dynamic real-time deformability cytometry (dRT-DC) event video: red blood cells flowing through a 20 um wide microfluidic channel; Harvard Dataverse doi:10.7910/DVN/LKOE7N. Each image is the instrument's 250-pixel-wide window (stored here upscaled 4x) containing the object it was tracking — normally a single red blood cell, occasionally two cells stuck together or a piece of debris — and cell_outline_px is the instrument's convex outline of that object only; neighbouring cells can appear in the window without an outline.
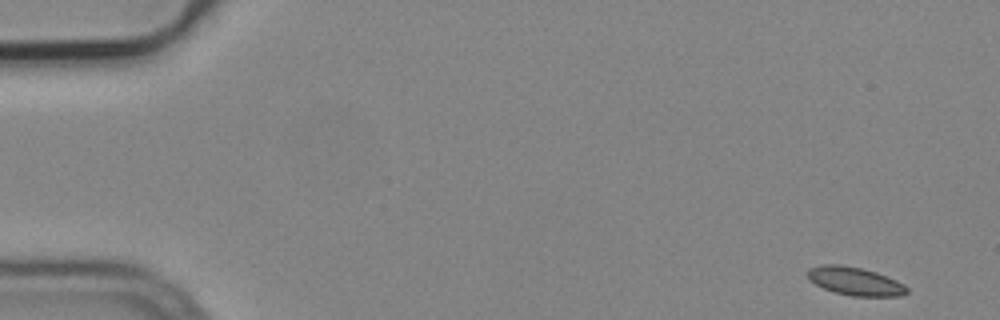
{"species": "common noctule bat (a hibernating species)", "species_latin": "Nyctalus noctula", "temperature_condition": "cold", "stored_images_in_passage": 5, "camera_frame_rate_fps": 3000, "um_per_image_px": 0.085, "animal": {"sex": "male", "body_mass_g": 19.2, "forearm_length_mm": 51.8}, "frame": {"image": 1, "passage_image": 1, "time_ms": 0.0, "image_size_px": [1000, 320], "cell_outline_px": [[908, 292], [900, 296], [852, 296], [836, 292], [824, 288], [808, 280], [808, 268], [824, 264], [840, 264], [860, 268], [876, 272], [896, 280], [904, 284], [908, 288]], "centroid_in_image_um": [72.68, 23.9], "position_along_channel_um": 12.3, "area_um2": 16.24}}
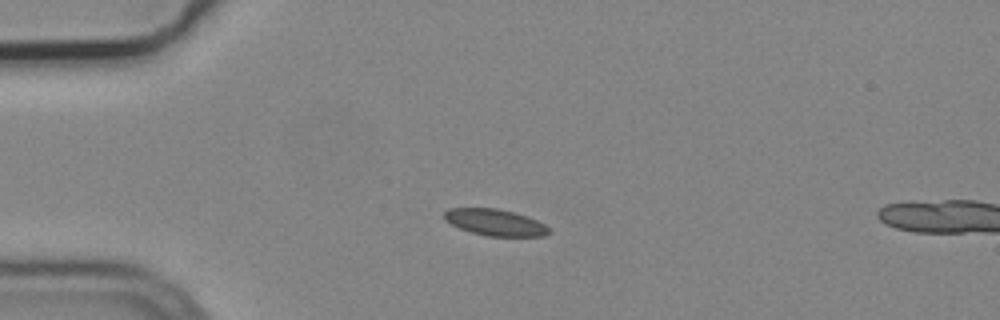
{"frame": {"image": 2, "passage_image": 4, "time_ms": 1.0, "image_size_px": [1000, 320], "cell_outline_px": [[552, 232], [544, 236], [488, 236], [472, 232], [460, 228], [444, 220], [444, 212], [448, 208], [496, 208], [528, 216], [544, 224]], "centroid_in_image_um": [42.09, 18.9], "position_along_channel_um": 42.9, "area_um2": 16.07}}